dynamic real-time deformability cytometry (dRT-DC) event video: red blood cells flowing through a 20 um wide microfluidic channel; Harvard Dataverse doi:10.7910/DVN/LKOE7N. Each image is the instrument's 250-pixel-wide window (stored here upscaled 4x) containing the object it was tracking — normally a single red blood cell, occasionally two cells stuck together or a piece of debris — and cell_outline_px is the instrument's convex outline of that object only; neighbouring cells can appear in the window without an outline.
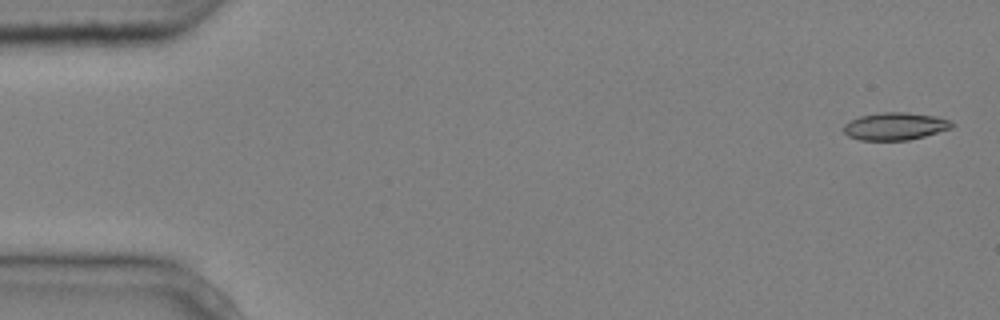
{"species": "common noctule bat (a hibernating species)", "species_latin": "Nyctalus noctula", "temperature_condition": "cold", "stored_images_in_passage": 4, "camera_frame_rate_fps": 3000, "um_per_image_px": 0.085, "animal": {"sex": "male", "body_mass_g": 20.4}, "frame": {"image": 1, "passage_image": 1, "time_ms": 0.0, "image_size_px": [1000, 320], "cell_outline_px": [[956, 124], [952, 128], [924, 136], [908, 140], [860, 140], [848, 136], [844, 132], [844, 124], [860, 116], [880, 112], [908, 112], [936, 116], [948, 120]], "centroid_in_image_um": [76.1, 10.73], "position_along_channel_um": 8.9, "area_um2": 17.34}}
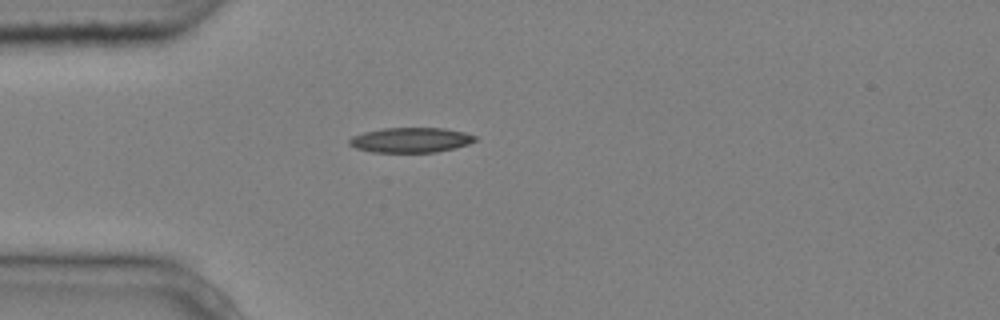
{"frame": {"image": 2, "passage_image": 4, "time_ms": 1.0, "image_size_px": [1000, 320], "cell_outline_px": [[476, 140], [468, 144], [436, 152], [372, 152], [356, 148], [348, 144], [348, 140], [352, 136], [364, 132], [384, 128], [444, 128], [464, 132], [476, 136]], "centroid_in_image_um": [34.88, 11.9], "position_along_channel_um": 50.1, "area_um2": 18.21}}